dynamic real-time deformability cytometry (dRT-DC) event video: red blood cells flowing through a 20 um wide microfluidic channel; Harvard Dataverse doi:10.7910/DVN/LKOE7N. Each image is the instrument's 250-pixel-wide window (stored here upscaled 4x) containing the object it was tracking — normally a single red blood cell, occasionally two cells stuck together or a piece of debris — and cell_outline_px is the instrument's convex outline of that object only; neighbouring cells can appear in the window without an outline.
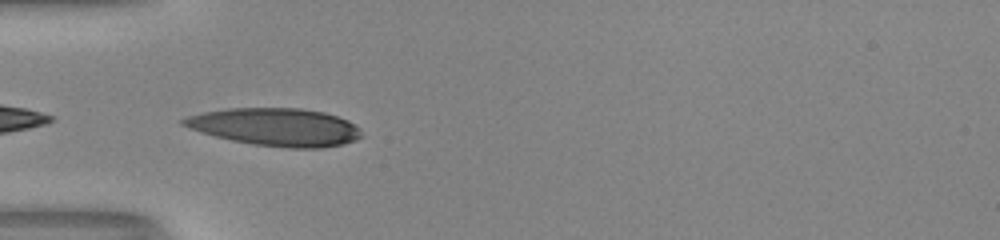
{"species": "human", "species_latin": "Homo sapiens", "temperature_condition": "room temperature", "stored_images_in_passage": 10, "camera_frame_rate_fps": 3000, "um_per_image_px": 0.085, "donor": {"sex": "male"}, "frame": {"image": 1, "passage_image": 1, "time_ms": 0.0, "image_size_px": [1000, 240], "cell_outline_px": [[364, 136], [356, 140], [344, 144], [320, 148], [288, 148], [252, 144], [232, 140], [200, 132], [188, 128], [180, 124], [180, 120], [188, 116], [204, 112], [228, 108], [300, 108], [324, 112], [348, 120], [356, 124], [360, 128]], "centroid_in_image_um": [23.46, 10.8], "position_along_channel_um": 61.5, "area_um2": 39.36}}